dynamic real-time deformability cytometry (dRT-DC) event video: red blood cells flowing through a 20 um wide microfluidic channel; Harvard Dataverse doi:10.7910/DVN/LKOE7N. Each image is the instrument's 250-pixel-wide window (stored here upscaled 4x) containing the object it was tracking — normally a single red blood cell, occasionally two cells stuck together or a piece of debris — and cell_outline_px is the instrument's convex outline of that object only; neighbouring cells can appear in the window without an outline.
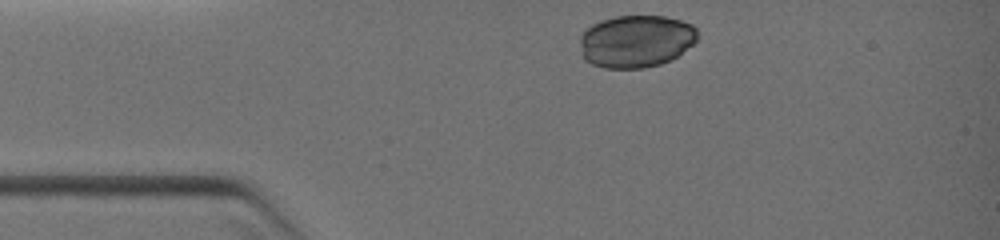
{"species": "common noctule bat (a hibernating species)", "species_latin": "Nyctalus noctula", "temperature_condition": "warm", "stored_images_in_passage": 3, "camera_frame_rate_fps": 3000, "um_per_image_px": 0.085, "animal": {"sex": "female", "body_mass_g": 19.0, "forearm_length_mm": 51.5}, "frame": {"image": 1, "passage_image": 1, "time_ms": 0.0, "image_size_px": [1000, 240], "cell_outline_px": [[700, 36], [692, 44], [672, 60], [660, 64], [644, 68], [604, 68], [592, 64], [584, 60], [580, 44], [580, 36], [592, 24], [600, 20], [616, 16], [664, 16], [680, 20], [692, 24], [696, 28]], "centroid_in_image_um": [54.07, 3.5], "position_along_channel_um": 30.9, "area_um2": 36.13}}